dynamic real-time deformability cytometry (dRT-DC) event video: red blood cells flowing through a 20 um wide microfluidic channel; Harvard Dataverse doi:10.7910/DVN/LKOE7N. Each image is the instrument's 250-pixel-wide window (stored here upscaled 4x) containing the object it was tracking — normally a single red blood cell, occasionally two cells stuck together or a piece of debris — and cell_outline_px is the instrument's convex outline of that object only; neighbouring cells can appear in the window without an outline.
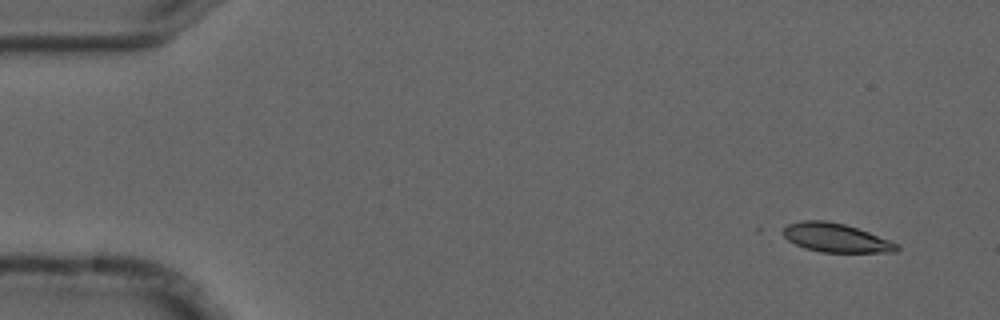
{"species": "common noctule bat (a hibernating species)", "species_latin": "Nyctalus noctula", "temperature_condition": "cold", "stored_images_in_passage": 6, "camera_frame_rate_fps": 3000, "um_per_image_px": 0.085, "animal": {"sex": "male", "forearm_length_mm": 52.5}, "frame": {"image": 1, "passage_image": 1, "time_ms": 0.0, "image_size_px": [1000, 320], "cell_outline_px": [[900, 248], [896, 252], [820, 252], [804, 248], [788, 240], [784, 236], [784, 228], [788, 224], [800, 220], [828, 220], [844, 224], [868, 232], [900, 244]], "centroid_in_image_um": [71.06, 20.21], "position_along_channel_um": 13.9, "area_um2": 19.07}}
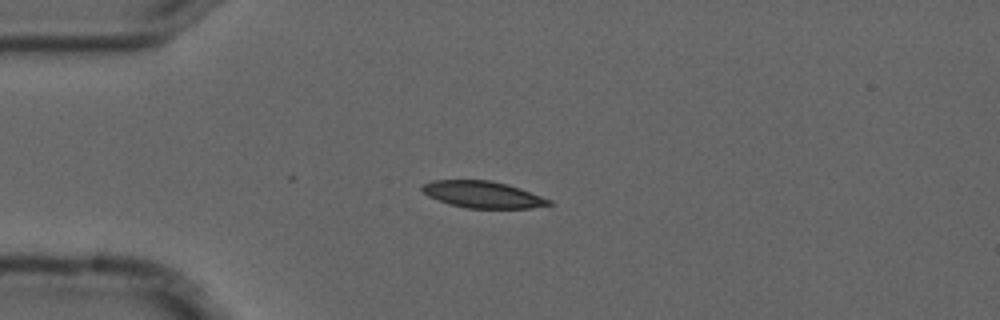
{"frame": {"image": 2, "passage_image": 4, "time_ms": 1.0, "image_size_px": [1000, 320], "cell_outline_px": [[552, 204], [532, 208], [464, 208], [448, 204], [428, 196], [420, 188], [424, 184], [432, 180], [492, 180], [508, 184], [520, 188], [552, 200]], "centroid_in_image_um": [41.03, 16.53], "position_along_channel_um": 44.0, "area_um2": 19.83}}
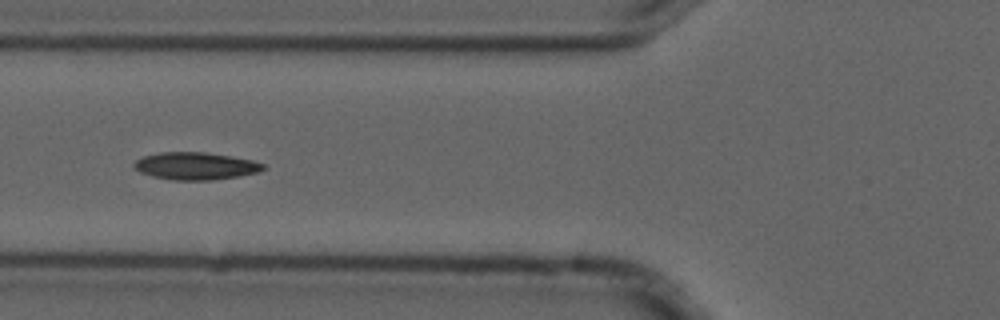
{"frame": {"image": 3, "passage_image": 6, "time_ms": 1.667, "image_size_px": [1000, 320], "cell_outline_px": [[268, 168], [260, 172], [240, 176], [212, 180], [172, 180], [152, 176], [140, 172], [132, 164], [136, 160], [144, 156], [160, 152], [204, 152], [252, 160], [264, 164]], "centroid_in_image_um": [16.65, 14.11], "position_along_channel_um": 109.1, "area_um2": 20.63}}